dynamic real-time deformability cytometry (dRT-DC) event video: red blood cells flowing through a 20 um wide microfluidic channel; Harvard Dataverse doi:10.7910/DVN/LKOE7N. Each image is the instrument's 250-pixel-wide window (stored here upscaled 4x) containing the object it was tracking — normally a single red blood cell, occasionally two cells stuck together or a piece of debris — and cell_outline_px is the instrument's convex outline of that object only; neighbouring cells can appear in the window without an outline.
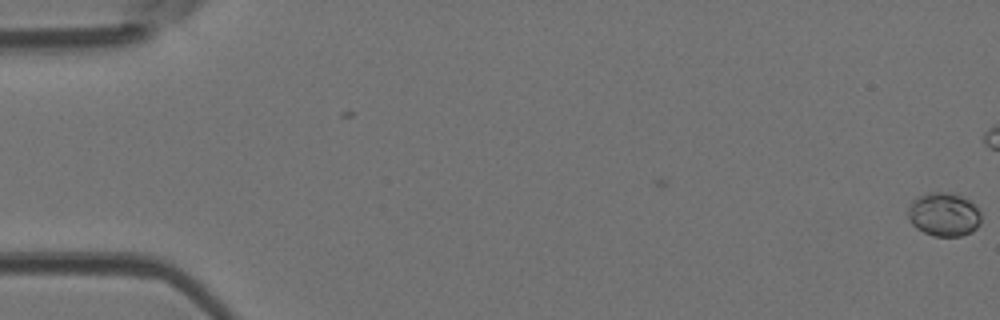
{"species": "Egyptian fruit bat (a non-hibernating species)", "species_latin": "Rousettus aegyptiacus", "temperature_condition": "room temperature", "stored_images_in_passage": 2, "camera_frame_rate_fps": 3000, "um_per_image_px": 0.085, "animal": {"sex": "female"}, "frame": {"image": 1, "passage_image": 2, "time_ms": 0.333, "image_size_px": [1000, 320], "cell_outline_px": [[980, 224], [972, 232], [960, 236], [932, 236], [916, 228], [908, 220], [908, 208], [916, 196], [928, 192], [948, 192], [960, 196], [968, 200], [980, 212]], "centroid_in_image_um": [80.2, 18.23], "position_along_channel_um": 4.8, "area_um2": 18.61}}